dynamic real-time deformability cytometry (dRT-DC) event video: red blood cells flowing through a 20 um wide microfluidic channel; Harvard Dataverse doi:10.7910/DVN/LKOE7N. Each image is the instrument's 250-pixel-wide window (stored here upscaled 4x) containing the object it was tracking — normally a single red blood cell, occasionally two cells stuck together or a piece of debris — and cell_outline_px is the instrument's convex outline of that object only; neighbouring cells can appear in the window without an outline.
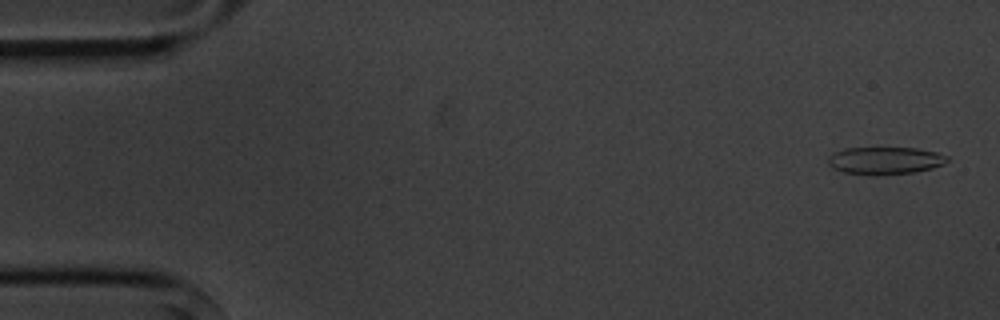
{"species": "common noctule bat (a hibernating species)", "species_latin": "Nyctalus noctula", "temperature_condition": "cold", "stored_images_in_passage": 4, "camera_frame_rate_fps": 3000, "um_per_image_px": 0.085, "animal": {"sex": "male", "body_mass_g": 20.1, "forearm_length_mm": 53.5}, "frame": {"image": 1, "passage_image": 1, "time_ms": 0.0, "image_size_px": [1000, 320], "cell_outline_px": [[948, 160], [944, 164], [932, 168], [912, 172], [844, 172], [832, 168], [828, 164], [828, 156], [844, 148], [916, 148], [936, 152], [948, 156]], "centroid_in_image_um": [75.25, 13.59], "position_along_channel_um": 9.8, "area_um2": 18.09}}